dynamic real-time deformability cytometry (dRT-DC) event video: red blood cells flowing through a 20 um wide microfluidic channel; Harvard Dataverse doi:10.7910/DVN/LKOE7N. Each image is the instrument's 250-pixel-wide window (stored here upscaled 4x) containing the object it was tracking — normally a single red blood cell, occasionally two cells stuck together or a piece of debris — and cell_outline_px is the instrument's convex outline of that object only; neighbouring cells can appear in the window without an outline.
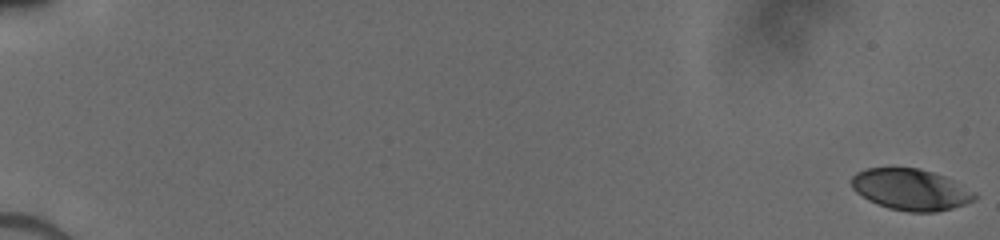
{"species": "human", "species_latin": "Homo sapiens", "temperature_condition": "cold", "stored_images_in_passage": 16, "camera_frame_rate_fps": 3000, "um_per_image_px": 0.085, "donor": {"sex": "male"}, "frame": {"image": 1, "passage_image": 1, "time_ms": 0.0, "image_size_px": [1000, 240], "cell_outline_px": [[976, 200], [952, 208], [936, 212], [908, 212], [888, 208], [876, 204], [868, 200], [856, 192], [852, 188], [852, 176], [856, 172], [868, 168], [920, 168], [944, 176], [976, 192]], "centroid_in_image_um": [77.41, 16.12], "position_along_channel_um": 7.6, "area_um2": 29.65}}
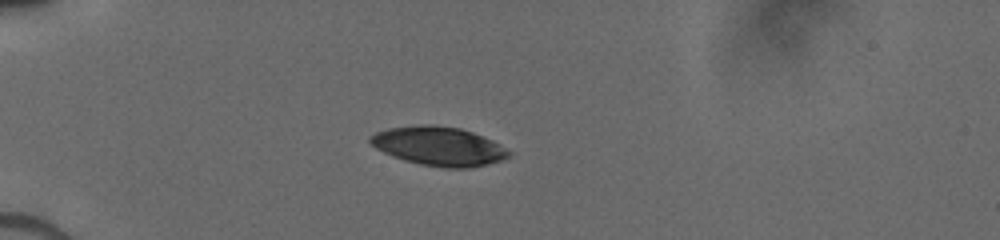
{"frame": {"image": 2, "passage_image": 10, "time_ms": 5.333, "image_size_px": [1000, 240], "cell_outline_px": [[512, 156], [504, 160], [472, 168], [444, 168], [420, 164], [404, 160], [392, 156], [376, 148], [368, 140], [368, 136], [376, 132], [388, 128], [420, 124], [428, 124], [460, 128], [472, 132], [492, 140], [512, 152]], "centroid_in_image_um": [37.31, 12.43], "position_along_channel_um": 47.7, "area_um2": 31.67}}
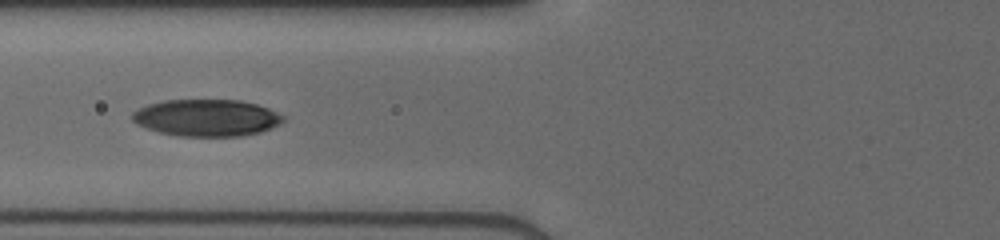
{"frame": {"image": 3, "passage_image": 14, "time_ms": 7.667, "image_size_px": [1000, 240], "cell_outline_px": [[284, 120], [280, 124], [260, 132], [240, 136], [180, 136], [160, 132], [136, 124], [132, 120], [132, 112], [148, 104], [164, 100], [240, 100], [256, 104], [268, 108], [284, 116]], "centroid_in_image_um": [17.56, 10.01], "position_along_channel_um": 108.2, "area_um2": 32.31}}